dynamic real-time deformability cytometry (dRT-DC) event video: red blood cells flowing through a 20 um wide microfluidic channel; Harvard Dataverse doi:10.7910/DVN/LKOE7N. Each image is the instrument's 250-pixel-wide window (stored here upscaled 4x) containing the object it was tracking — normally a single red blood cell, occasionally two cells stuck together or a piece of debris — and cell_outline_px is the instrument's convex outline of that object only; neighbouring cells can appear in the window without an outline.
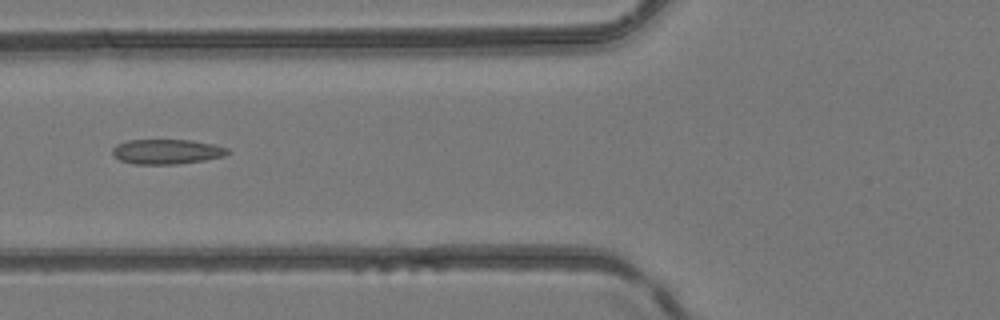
{"species": "common noctule bat (a hibernating species)", "species_latin": "Nyctalus noctula", "temperature_condition": "room temperature", "stored_images_in_passage": 7, "camera_frame_rate_fps": 3000, "um_per_image_px": 0.085, "animal": {"sex": "female", "body_mass_g": 24.6, "forearm_length_mm": 56.2}, "frame": {"image": 1, "passage_image": 6, "time_ms": 7.333, "image_size_px": [1000, 320], "cell_outline_px": [[232, 152], [224, 156], [204, 160], [176, 164], [136, 164], [120, 160], [112, 152], [112, 148], [116, 144], [128, 140], [192, 140], [212, 144], [228, 148]], "centroid_in_image_um": [14.19, 12.88], "position_along_channel_um": 111.6, "area_um2": 16.65}}
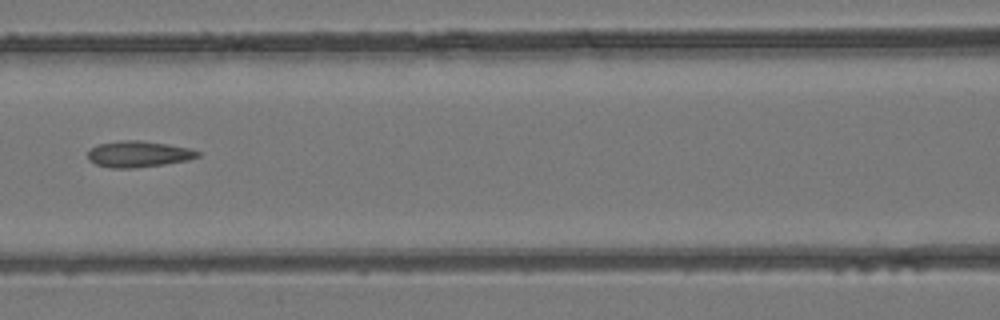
{"frame": {"image": 2, "passage_image": 7, "time_ms": 8.333, "image_size_px": [1000, 320], "cell_outline_px": [[200, 156], [188, 160], [164, 164], [136, 168], [108, 168], [96, 164], [88, 160], [88, 152], [96, 144], [124, 140], [140, 140], [168, 144], [188, 148], [200, 152]], "centroid_in_image_um": [11.75, 13.1], "position_along_channel_um": 154.8, "area_um2": 16.82}}